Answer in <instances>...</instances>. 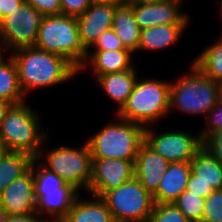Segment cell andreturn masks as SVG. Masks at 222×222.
I'll return each mask as SVG.
<instances>
[{"label":"cell","mask_w":222,"mask_h":222,"mask_svg":"<svg viewBox=\"0 0 222 222\" xmlns=\"http://www.w3.org/2000/svg\"><path fill=\"white\" fill-rule=\"evenodd\" d=\"M4 152H5V149H4L3 144H2V142H1V140H0V157H1V155H2Z\"/></svg>","instance_id":"43"},{"label":"cell","mask_w":222,"mask_h":222,"mask_svg":"<svg viewBox=\"0 0 222 222\" xmlns=\"http://www.w3.org/2000/svg\"><path fill=\"white\" fill-rule=\"evenodd\" d=\"M112 30L126 49L133 54L137 52L140 43L141 29L136 22L130 4L116 7L113 16Z\"/></svg>","instance_id":"22"},{"label":"cell","mask_w":222,"mask_h":222,"mask_svg":"<svg viewBox=\"0 0 222 222\" xmlns=\"http://www.w3.org/2000/svg\"><path fill=\"white\" fill-rule=\"evenodd\" d=\"M120 119V120H119ZM105 124L87 140L92 158H114L135 161L145 141V127L119 118Z\"/></svg>","instance_id":"5"},{"label":"cell","mask_w":222,"mask_h":222,"mask_svg":"<svg viewBox=\"0 0 222 222\" xmlns=\"http://www.w3.org/2000/svg\"><path fill=\"white\" fill-rule=\"evenodd\" d=\"M34 47L66 58L77 70L86 60L87 51L81 45L77 17L74 16H45Z\"/></svg>","instance_id":"6"},{"label":"cell","mask_w":222,"mask_h":222,"mask_svg":"<svg viewBox=\"0 0 222 222\" xmlns=\"http://www.w3.org/2000/svg\"><path fill=\"white\" fill-rule=\"evenodd\" d=\"M10 54L18 67L19 85L25 97L35 89L65 83L79 74L66 58L34 46L18 48Z\"/></svg>","instance_id":"1"},{"label":"cell","mask_w":222,"mask_h":222,"mask_svg":"<svg viewBox=\"0 0 222 222\" xmlns=\"http://www.w3.org/2000/svg\"><path fill=\"white\" fill-rule=\"evenodd\" d=\"M7 218V213L0 207V222H5Z\"/></svg>","instance_id":"42"},{"label":"cell","mask_w":222,"mask_h":222,"mask_svg":"<svg viewBox=\"0 0 222 222\" xmlns=\"http://www.w3.org/2000/svg\"><path fill=\"white\" fill-rule=\"evenodd\" d=\"M92 196L86 200L78 195L62 222H116L104 200Z\"/></svg>","instance_id":"21"},{"label":"cell","mask_w":222,"mask_h":222,"mask_svg":"<svg viewBox=\"0 0 222 222\" xmlns=\"http://www.w3.org/2000/svg\"><path fill=\"white\" fill-rule=\"evenodd\" d=\"M184 0H162L149 4H130L139 28H151L159 24H189V14L182 12Z\"/></svg>","instance_id":"12"},{"label":"cell","mask_w":222,"mask_h":222,"mask_svg":"<svg viewBox=\"0 0 222 222\" xmlns=\"http://www.w3.org/2000/svg\"><path fill=\"white\" fill-rule=\"evenodd\" d=\"M28 102L13 104L0 125V140L5 151L25 152L36 158L48 141L36 112Z\"/></svg>","instance_id":"4"},{"label":"cell","mask_w":222,"mask_h":222,"mask_svg":"<svg viewBox=\"0 0 222 222\" xmlns=\"http://www.w3.org/2000/svg\"><path fill=\"white\" fill-rule=\"evenodd\" d=\"M217 4H219V6H220V10H221V16H222V0H220V1H218L217 0ZM222 19V18H221ZM222 34V33H221Z\"/></svg>","instance_id":"44"},{"label":"cell","mask_w":222,"mask_h":222,"mask_svg":"<svg viewBox=\"0 0 222 222\" xmlns=\"http://www.w3.org/2000/svg\"><path fill=\"white\" fill-rule=\"evenodd\" d=\"M145 142L168 162H190L203 147L200 134L168 130L156 135L152 125L145 128Z\"/></svg>","instance_id":"10"},{"label":"cell","mask_w":222,"mask_h":222,"mask_svg":"<svg viewBox=\"0 0 222 222\" xmlns=\"http://www.w3.org/2000/svg\"><path fill=\"white\" fill-rule=\"evenodd\" d=\"M186 189L189 192L195 193L202 198H206L209 194H211L214 191V189L211 186H208L207 184H204L203 182H193L192 172L189 176Z\"/></svg>","instance_id":"36"},{"label":"cell","mask_w":222,"mask_h":222,"mask_svg":"<svg viewBox=\"0 0 222 222\" xmlns=\"http://www.w3.org/2000/svg\"><path fill=\"white\" fill-rule=\"evenodd\" d=\"M158 78L138 79L117 118L150 127L170 112V81ZM161 118V119H160Z\"/></svg>","instance_id":"3"},{"label":"cell","mask_w":222,"mask_h":222,"mask_svg":"<svg viewBox=\"0 0 222 222\" xmlns=\"http://www.w3.org/2000/svg\"><path fill=\"white\" fill-rule=\"evenodd\" d=\"M0 55V99L13 104L27 101L19 85L18 67L11 56Z\"/></svg>","instance_id":"24"},{"label":"cell","mask_w":222,"mask_h":222,"mask_svg":"<svg viewBox=\"0 0 222 222\" xmlns=\"http://www.w3.org/2000/svg\"><path fill=\"white\" fill-rule=\"evenodd\" d=\"M30 168L33 170L35 191H52L59 190V187H73L55 172L45 168L36 158L33 159Z\"/></svg>","instance_id":"27"},{"label":"cell","mask_w":222,"mask_h":222,"mask_svg":"<svg viewBox=\"0 0 222 222\" xmlns=\"http://www.w3.org/2000/svg\"><path fill=\"white\" fill-rule=\"evenodd\" d=\"M204 200L186 189L173 203L191 222H202Z\"/></svg>","instance_id":"28"},{"label":"cell","mask_w":222,"mask_h":222,"mask_svg":"<svg viewBox=\"0 0 222 222\" xmlns=\"http://www.w3.org/2000/svg\"><path fill=\"white\" fill-rule=\"evenodd\" d=\"M116 7L105 3H92L90 7L77 17L79 38L86 51H90L99 36L113 25Z\"/></svg>","instance_id":"14"},{"label":"cell","mask_w":222,"mask_h":222,"mask_svg":"<svg viewBox=\"0 0 222 222\" xmlns=\"http://www.w3.org/2000/svg\"><path fill=\"white\" fill-rule=\"evenodd\" d=\"M169 164L144 141L134 162V177L153 196Z\"/></svg>","instance_id":"15"},{"label":"cell","mask_w":222,"mask_h":222,"mask_svg":"<svg viewBox=\"0 0 222 222\" xmlns=\"http://www.w3.org/2000/svg\"><path fill=\"white\" fill-rule=\"evenodd\" d=\"M192 62L206 76L222 85V35Z\"/></svg>","instance_id":"26"},{"label":"cell","mask_w":222,"mask_h":222,"mask_svg":"<svg viewBox=\"0 0 222 222\" xmlns=\"http://www.w3.org/2000/svg\"><path fill=\"white\" fill-rule=\"evenodd\" d=\"M78 195L79 191L75 187H59V190L52 191H35L36 213L45 222L62 221ZM46 213V217L50 215V218H45Z\"/></svg>","instance_id":"16"},{"label":"cell","mask_w":222,"mask_h":222,"mask_svg":"<svg viewBox=\"0 0 222 222\" xmlns=\"http://www.w3.org/2000/svg\"><path fill=\"white\" fill-rule=\"evenodd\" d=\"M162 0H128L129 4H151V3H156L160 2Z\"/></svg>","instance_id":"41"},{"label":"cell","mask_w":222,"mask_h":222,"mask_svg":"<svg viewBox=\"0 0 222 222\" xmlns=\"http://www.w3.org/2000/svg\"><path fill=\"white\" fill-rule=\"evenodd\" d=\"M33 157L25 152L5 151L0 157V195L16 178L26 173Z\"/></svg>","instance_id":"25"},{"label":"cell","mask_w":222,"mask_h":222,"mask_svg":"<svg viewBox=\"0 0 222 222\" xmlns=\"http://www.w3.org/2000/svg\"><path fill=\"white\" fill-rule=\"evenodd\" d=\"M13 103L0 99V125Z\"/></svg>","instance_id":"39"},{"label":"cell","mask_w":222,"mask_h":222,"mask_svg":"<svg viewBox=\"0 0 222 222\" xmlns=\"http://www.w3.org/2000/svg\"><path fill=\"white\" fill-rule=\"evenodd\" d=\"M23 3V0H0V21Z\"/></svg>","instance_id":"37"},{"label":"cell","mask_w":222,"mask_h":222,"mask_svg":"<svg viewBox=\"0 0 222 222\" xmlns=\"http://www.w3.org/2000/svg\"><path fill=\"white\" fill-rule=\"evenodd\" d=\"M44 15L24 2L0 21V47L10 53L34 46Z\"/></svg>","instance_id":"9"},{"label":"cell","mask_w":222,"mask_h":222,"mask_svg":"<svg viewBox=\"0 0 222 222\" xmlns=\"http://www.w3.org/2000/svg\"><path fill=\"white\" fill-rule=\"evenodd\" d=\"M189 24H159L141 30L139 51H158L177 43Z\"/></svg>","instance_id":"20"},{"label":"cell","mask_w":222,"mask_h":222,"mask_svg":"<svg viewBox=\"0 0 222 222\" xmlns=\"http://www.w3.org/2000/svg\"><path fill=\"white\" fill-rule=\"evenodd\" d=\"M92 3H105L115 7H120L129 4L128 0H92Z\"/></svg>","instance_id":"40"},{"label":"cell","mask_w":222,"mask_h":222,"mask_svg":"<svg viewBox=\"0 0 222 222\" xmlns=\"http://www.w3.org/2000/svg\"><path fill=\"white\" fill-rule=\"evenodd\" d=\"M44 146L47 147V143L43 144L36 159L45 168L55 172L78 191L82 188L88 191L91 182L93 160L88 143L85 141L79 148L61 145L58 148L47 150L48 148L45 149Z\"/></svg>","instance_id":"7"},{"label":"cell","mask_w":222,"mask_h":222,"mask_svg":"<svg viewBox=\"0 0 222 222\" xmlns=\"http://www.w3.org/2000/svg\"><path fill=\"white\" fill-rule=\"evenodd\" d=\"M147 222H191L174 203L154 204Z\"/></svg>","instance_id":"29"},{"label":"cell","mask_w":222,"mask_h":222,"mask_svg":"<svg viewBox=\"0 0 222 222\" xmlns=\"http://www.w3.org/2000/svg\"><path fill=\"white\" fill-rule=\"evenodd\" d=\"M92 47L95 51L126 49L112 29L103 32Z\"/></svg>","instance_id":"32"},{"label":"cell","mask_w":222,"mask_h":222,"mask_svg":"<svg viewBox=\"0 0 222 222\" xmlns=\"http://www.w3.org/2000/svg\"><path fill=\"white\" fill-rule=\"evenodd\" d=\"M136 66L123 72H115L100 75L96 82L104 91L105 95L117 104V110L120 111L126 104L128 97L133 91L135 83L138 80Z\"/></svg>","instance_id":"19"},{"label":"cell","mask_w":222,"mask_h":222,"mask_svg":"<svg viewBox=\"0 0 222 222\" xmlns=\"http://www.w3.org/2000/svg\"><path fill=\"white\" fill-rule=\"evenodd\" d=\"M190 174V162L170 163L153 195L154 203H173L186 190Z\"/></svg>","instance_id":"18"},{"label":"cell","mask_w":222,"mask_h":222,"mask_svg":"<svg viewBox=\"0 0 222 222\" xmlns=\"http://www.w3.org/2000/svg\"><path fill=\"white\" fill-rule=\"evenodd\" d=\"M222 97V85L204 75L192 62L191 73L170 82L169 108L188 115L205 114Z\"/></svg>","instance_id":"2"},{"label":"cell","mask_w":222,"mask_h":222,"mask_svg":"<svg viewBox=\"0 0 222 222\" xmlns=\"http://www.w3.org/2000/svg\"><path fill=\"white\" fill-rule=\"evenodd\" d=\"M92 4V0H61V14L79 17Z\"/></svg>","instance_id":"33"},{"label":"cell","mask_w":222,"mask_h":222,"mask_svg":"<svg viewBox=\"0 0 222 222\" xmlns=\"http://www.w3.org/2000/svg\"><path fill=\"white\" fill-rule=\"evenodd\" d=\"M193 182H203L214 190L222 189V164L202 147L190 161Z\"/></svg>","instance_id":"23"},{"label":"cell","mask_w":222,"mask_h":222,"mask_svg":"<svg viewBox=\"0 0 222 222\" xmlns=\"http://www.w3.org/2000/svg\"><path fill=\"white\" fill-rule=\"evenodd\" d=\"M33 170L13 180L0 195V207L7 215L36 213Z\"/></svg>","instance_id":"13"},{"label":"cell","mask_w":222,"mask_h":222,"mask_svg":"<svg viewBox=\"0 0 222 222\" xmlns=\"http://www.w3.org/2000/svg\"><path fill=\"white\" fill-rule=\"evenodd\" d=\"M102 199L116 222H147L155 204L135 177L108 191Z\"/></svg>","instance_id":"8"},{"label":"cell","mask_w":222,"mask_h":222,"mask_svg":"<svg viewBox=\"0 0 222 222\" xmlns=\"http://www.w3.org/2000/svg\"><path fill=\"white\" fill-rule=\"evenodd\" d=\"M203 147L222 164V130L208 137L203 142Z\"/></svg>","instance_id":"35"},{"label":"cell","mask_w":222,"mask_h":222,"mask_svg":"<svg viewBox=\"0 0 222 222\" xmlns=\"http://www.w3.org/2000/svg\"><path fill=\"white\" fill-rule=\"evenodd\" d=\"M5 222H45L37 213L7 215Z\"/></svg>","instance_id":"38"},{"label":"cell","mask_w":222,"mask_h":222,"mask_svg":"<svg viewBox=\"0 0 222 222\" xmlns=\"http://www.w3.org/2000/svg\"><path fill=\"white\" fill-rule=\"evenodd\" d=\"M132 57L133 53L128 49L93 51L92 53L87 51L86 60L78 73L85 71L90 67L89 65H92L95 79L100 75L123 72L135 66Z\"/></svg>","instance_id":"17"},{"label":"cell","mask_w":222,"mask_h":222,"mask_svg":"<svg viewBox=\"0 0 222 222\" xmlns=\"http://www.w3.org/2000/svg\"><path fill=\"white\" fill-rule=\"evenodd\" d=\"M202 222H222V189L205 198Z\"/></svg>","instance_id":"30"},{"label":"cell","mask_w":222,"mask_h":222,"mask_svg":"<svg viewBox=\"0 0 222 222\" xmlns=\"http://www.w3.org/2000/svg\"><path fill=\"white\" fill-rule=\"evenodd\" d=\"M92 175L88 187L90 195L103 197L134 178V162L114 158H92Z\"/></svg>","instance_id":"11"},{"label":"cell","mask_w":222,"mask_h":222,"mask_svg":"<svg viewBox=\"0 0 222 222\" xmlns=\"http://www.w3.org/2000/svg\"><path fill=\"white\" fill-rule=\"evenodd\" d=\"M206 119L204 128L199 131L202 142L215 132L222 130V97L217 101L216 106L208 112Z\"/></svg>","instance_id":"31"},{"label":"cell","mask_w":222,"mask_h":222,"mask_svg":"<svg viewBox=\"0 0 222 222\" xmlns=\"http://www.w3.org/2000/svg\"><path fill=\"white\" fill-rule=\"evenodd\" d=\"M25 2L44 16L61 14V0H25Z\"/></svg>","instance_id":"34"}]
</instances>
